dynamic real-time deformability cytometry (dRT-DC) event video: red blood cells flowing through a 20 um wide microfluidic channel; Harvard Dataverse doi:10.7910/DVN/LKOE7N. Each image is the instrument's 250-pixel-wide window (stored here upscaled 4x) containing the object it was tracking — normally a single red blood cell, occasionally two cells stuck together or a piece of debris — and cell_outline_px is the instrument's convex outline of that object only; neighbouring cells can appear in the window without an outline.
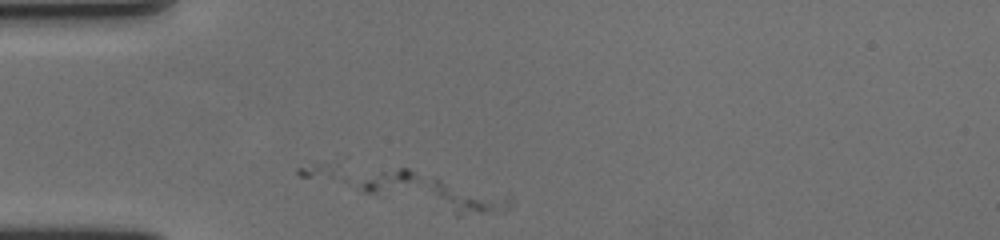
{"species": "human", "species_latin": "Homo sapiens", "temperature_condition": "cold", "stored_images_in_passage": 2, "camera_frame_rate_fps": 3000, "um_per_image_px": 0.085, "donor": {"sex": "female"}, "frame": {"image": 1, "passage_image": 2, "time_ms": 0.333, "image_size_px": [1000, 240], "cell_outline_px": [[512, 204], [504, 212], [460, 216], [456, 216], [392, 176], [392, 172], [400, 168], [408, 168], [512, 192]], "centroid_in_image_um": [38.75, 16.41], "position_along_channel_um": 46.3, "area_um2": 22.14}}